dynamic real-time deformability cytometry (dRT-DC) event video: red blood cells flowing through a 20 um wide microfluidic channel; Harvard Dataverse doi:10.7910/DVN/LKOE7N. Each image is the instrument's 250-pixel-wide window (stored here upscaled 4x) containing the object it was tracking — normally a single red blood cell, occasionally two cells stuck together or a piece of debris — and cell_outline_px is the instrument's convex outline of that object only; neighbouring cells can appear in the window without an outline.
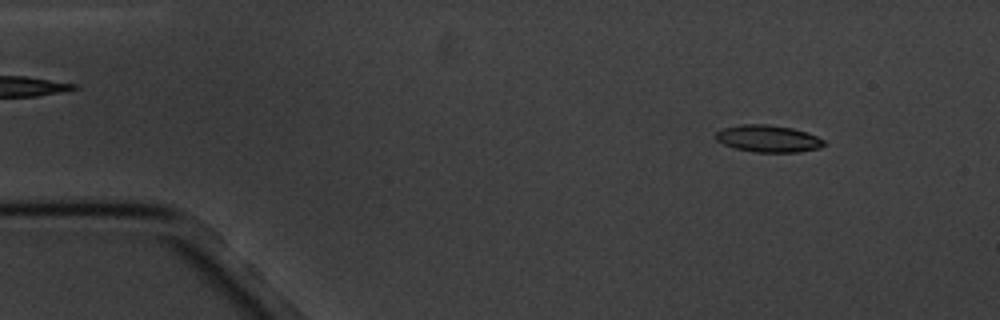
{"species": "common noctule bat (a hibernating species)", "species_latin": "Nyctalus noctula", "temperature_condition": "cold", "stored_images_in_passage": 4, "camera_frame_rate_fps": 3000, "um_per_image_px": 0.085, "animal": {"sex": "male", "body_mass_g": 20.1, "forearm_length_mm": 53.5}, "frame": {"image": 1, "passage_image": 2, "time_ms": 1.333, "image_size_px": [1000, 320], "cell_outline_px": [[824, 144], [820, 148], [800, 152], [756, 152], [736, 148], [724, 144], [716, 140], [716, 132], [724, 128], [740, 124], [764, 124], [792, 128], [808, 132], [824, 140]], "centroid_in_image_um": [65.31, 11.78], "position_along_channel_um": 19.7, "area_um2": 16.94}}
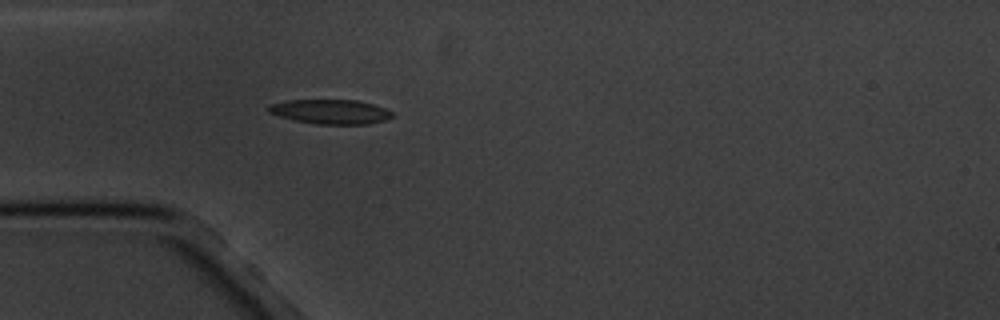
{"frame": {"image": 2, "passage_image": 4, "time_ms": 4.667, "image_size_px": [1000, 320], "cell_outline_px": [[392, 116], [388, 120], [368, 124], [316, 124], [296, 120], [280, 116], [268, 112], [268, 108], [272, 104], [288, 100], [356, 100], [372, 104], [384, 108], [392, 112]], "centroid_in_image_um": [28.13, 9.5], "position_along_channel_um": 56.9, "area_um2": 17.46}}